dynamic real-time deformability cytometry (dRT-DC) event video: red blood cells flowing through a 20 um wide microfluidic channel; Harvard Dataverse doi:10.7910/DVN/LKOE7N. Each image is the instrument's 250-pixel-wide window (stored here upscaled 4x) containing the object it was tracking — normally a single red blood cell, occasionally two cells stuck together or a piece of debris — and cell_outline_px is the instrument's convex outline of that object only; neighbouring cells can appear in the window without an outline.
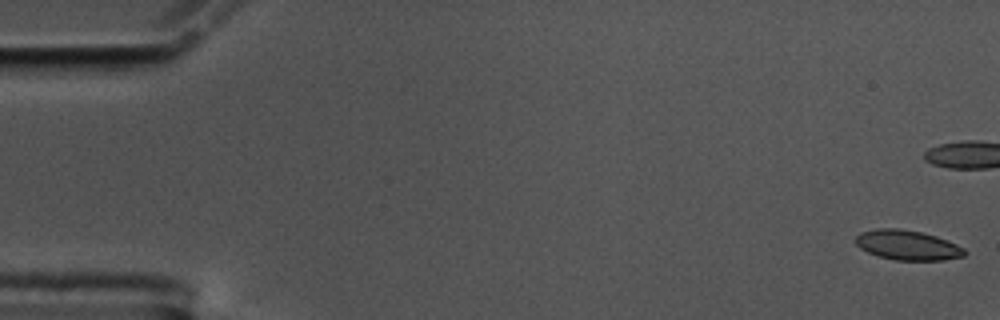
{"species": "common noctule bat (a hibernating species)", "species_latin": "Nyctalus noctula", "temperature_condition": "cold", "stored_images_in_passage": 12, "camera_frame_rate_fps": 3000, "um_per_image_px": 0.085, "animal": {"sex": "male", "body_mass_g": 17.5, "forearm_length_mm": 52.3}, "frame": {"image": 1, "passage_image": 1, "time_ms": 0.0, "image_size_px": [1000, 320], "cell_outline_px": [[968, 252], [964, 256], [944, 260], [896, 260], [880, 256], [868, 252], [860, 248], [856, 244], [856, 236], [860, 232], [876, 228], [900, 228], [920, 232], [936, 236], [956, 244], [964, 248]], "centroid_in_image_um": [77.14, 20.83], "position_along_channel_um": 7.9, "area_um2": 18.9}}